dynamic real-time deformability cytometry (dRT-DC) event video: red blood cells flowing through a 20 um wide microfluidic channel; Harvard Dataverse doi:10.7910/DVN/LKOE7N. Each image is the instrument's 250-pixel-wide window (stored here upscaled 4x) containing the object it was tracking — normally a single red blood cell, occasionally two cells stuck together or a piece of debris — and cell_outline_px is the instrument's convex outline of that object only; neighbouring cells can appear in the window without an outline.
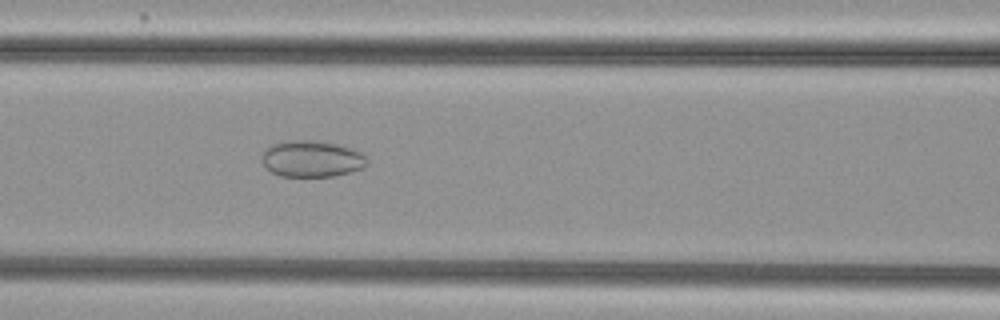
{"species": "common noctule bat (a hibernating species)", "species_latin": "Nyctalus noctula", "temperature_condition": "cold", "stored_images_in_passage": 33, "camera_frame_rate_fps": 3000, "um_per_image_px": 0.085, "animal": {"sex": "female", "body_mass_g": 29.2, "forearm_length_mm": 56.3}, "frame": {"image": 1, "passage_image": 12, "time_ms": 3.667, "image_size_px": [1000, 320], "cell_outline_px": [[368, 164], [364, 168], [352, 172], [332, 176], [280, 176], [272, 172], [264, 164], [260, 156], [264, 148], [272, 144], [284, 140], [304, 140], [336, 144], [352, 148], [360, 152], [368, 160]], "centroid_in_image_um": [26.49, 13.5], "position_along_channel_um": 140.1, "area_um2": 22.43}}
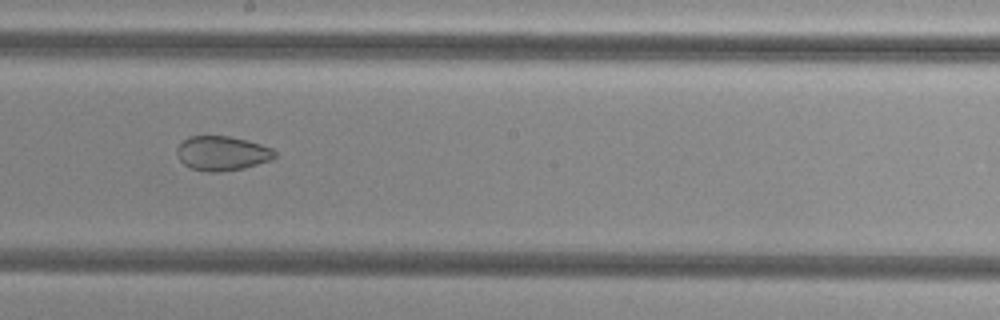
{"frame": {"image": 2, "passage_image": 19, "time_ms": 6.0, "image_size_px": [1000, 320], "cell_outline_px": [[276, 156], [272, 160], [244, 168], [220, 172], [208, 172], [192, 168], [184, 164], [180, 160], [176, 152], [176, 148], [188, 136], [228, 136], [260, 144], [272, 148], [276, 152]], "centroid_in_image_um": [18.88, 13.04], "position_along_channel_um": 229.3, "area_um2": 19.59}}
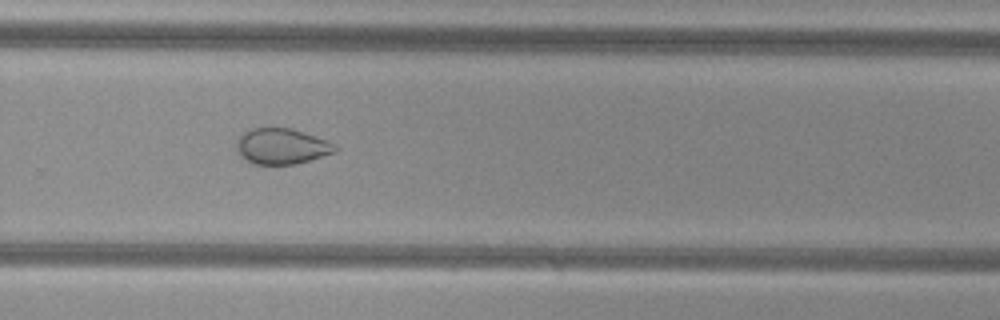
{"frame": {"image": 3, "passage_image": 25, "time_ms": 8.0, "image_size_px": [1000, 320], "cell_outline_px": [[340, 148], [336, 152], [296, 164], [252, 164], [240, 156], [236, 152], [236, 140], [244, 132], [252, 128], [292, 128], [328, 140], [336, 144]], "centroid_in_image_um": [23.95, 12.43], "position_along_channel_um": 305.8, "area_um2": 20.81}}